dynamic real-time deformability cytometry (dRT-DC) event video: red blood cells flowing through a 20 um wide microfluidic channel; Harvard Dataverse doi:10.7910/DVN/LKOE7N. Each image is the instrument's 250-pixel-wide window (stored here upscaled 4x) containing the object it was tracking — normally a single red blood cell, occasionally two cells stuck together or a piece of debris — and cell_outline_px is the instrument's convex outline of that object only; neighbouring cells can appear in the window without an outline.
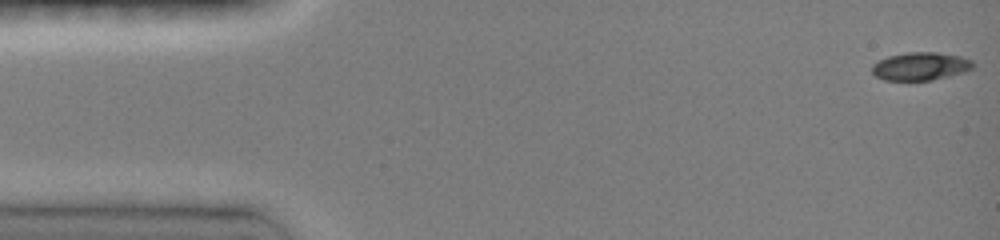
{"species": "common noctule bat (a hibernating species)", "species_latin": "Nyctalus noctula", "temperature_condition": "room temperature", "stored_images_in_passage": 23, "camera_frame_rate_fps": 3000, "um_per_image_px": 0.085, "animal": {"sex": "female", "body_mass_g": 19.0, "forearm_length_mm": 51.5}, "frame": {"image": 1, "passage_image": 1, "time_ms": 0.0, "image_size_px": [1000, 240], "cell_outline_px": [[976, 64], [972, 68], [964, 72], [932, 80], [884, 80], [876, 76], [872, 72], [872, 64], [876, 60], [888, 56], [908, 52], [936, 52], [960, 56], [972, 60]], "centroid_in_image_um": [78.23, 5.62], "position_along_channel_um": 6.8, "area_um2": 16.59}}
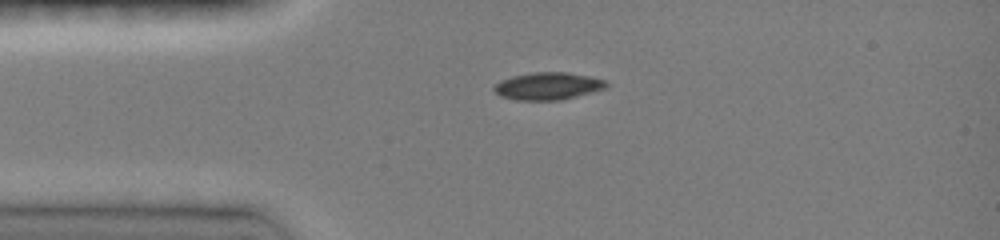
{"frame": {"image": 2, "passage_image": 10, "time_ms": 3.333, "image_size_px": [1000, 240], "cell_outline_px": [[608, 88], [560, 100], [516, 100], [500, 96], [492, 88], [500, 80], [512, 76], [532, 72], [568, 72], [588, 76], [604, 80], [608, 84]], "centroid_in_image_um": [46.56, 7.31], "position_along_channel_um": 38.4, "area_um2": 17.92}}
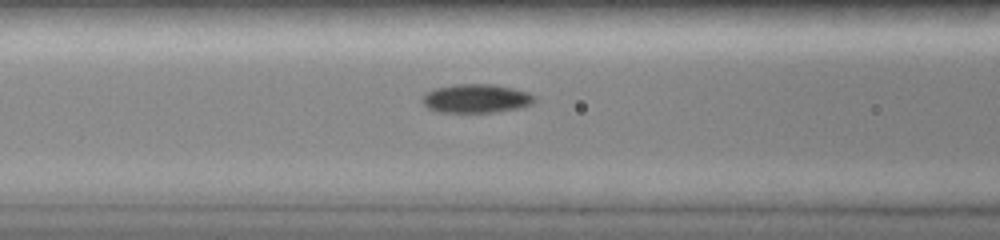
{"frame": {"image": 3, "passage_image": 17, "time_ms": 6.0, "image_size_px": [1000, 240], "cell_outline_px": [[536, 100], [532, 104], [520, 108], [496, 112], [436, 112], [428, 108], [420, 100], [428, 92], [436, 88], [456, 84], [492, 84], [512, 88], [528, 92], [536, 96]], "centroid_in_image_um": [40.51, 8.38], "position_along_channel_um": 126.1, "area_um2": 18.84}}